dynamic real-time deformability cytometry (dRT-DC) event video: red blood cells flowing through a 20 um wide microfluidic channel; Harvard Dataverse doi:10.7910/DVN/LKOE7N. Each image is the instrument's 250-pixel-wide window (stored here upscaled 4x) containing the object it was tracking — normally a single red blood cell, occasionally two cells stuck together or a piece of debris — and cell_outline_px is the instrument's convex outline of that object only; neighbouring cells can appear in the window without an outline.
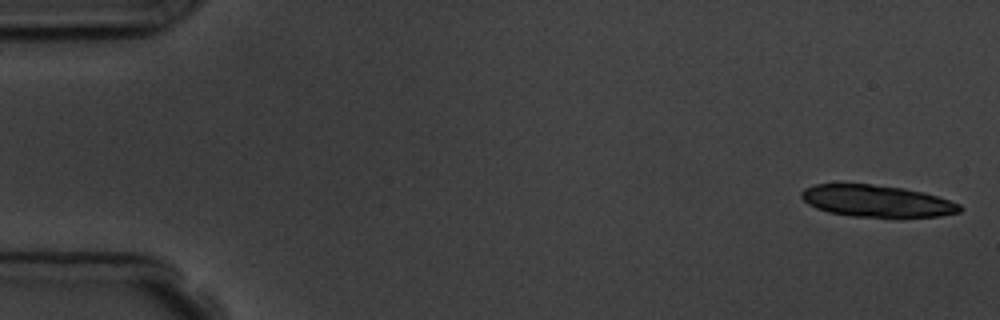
{"species": "common noctule bat (a hibernating species)", "species_latin": "Nyctalus noctula", "temperature_condition": "room temperature", "stored_images_in_passage": 8, "camera_frame_rate_fps": 3000, "um_per_image_px": 0.085, "animal": {"sex": "male", "body_mass_g": 19.5, "forearm_length_mm": 54.6}, "frame": {"image": 1, "passage_image": 1, "time_ms": 0.0, "image_size_px": [1000, 320], "cell_outline_px": [[964, 208], [960, 212], [940, 216], [852, 216], [828, 212], [816, 208], [808, 204], [800, 196], [800, 192], [804, 188], [816, 184], [872, 184], [904, 188], [924, 192], [960, 204]], "centroid_in_image_um": [74.5, 17.07], "position_along_channel_um": 10.5, "area_um2": 29.13}}
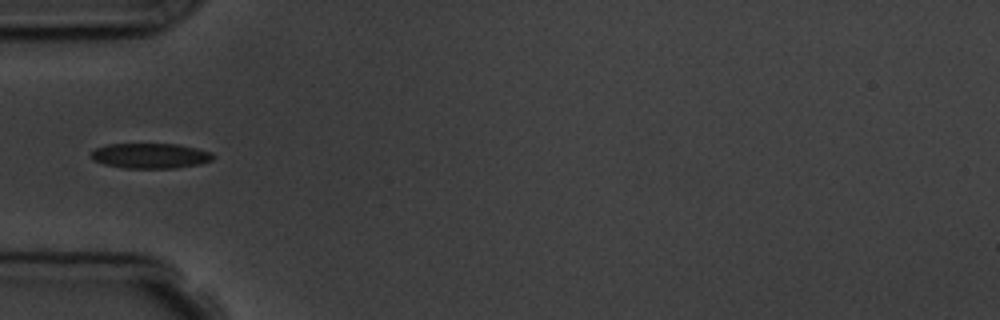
{"frame": {"image": 2, "passage_image": 6, "time_ms": 5.667, "image_size_px": [1000, 320], "cell_outline_px": [[216, 156], [212, 160], [200, 164], [176, 168], [124, 168], [104, 164], [92, 160], [92, 152], [96, 148], [108, 144], [176, 144], [196, 148], [212, 152]], "centroid_in_image_um": [12.81, 13.24], "position_along_channel_um": 72.2, "area_um2": 17.92}}